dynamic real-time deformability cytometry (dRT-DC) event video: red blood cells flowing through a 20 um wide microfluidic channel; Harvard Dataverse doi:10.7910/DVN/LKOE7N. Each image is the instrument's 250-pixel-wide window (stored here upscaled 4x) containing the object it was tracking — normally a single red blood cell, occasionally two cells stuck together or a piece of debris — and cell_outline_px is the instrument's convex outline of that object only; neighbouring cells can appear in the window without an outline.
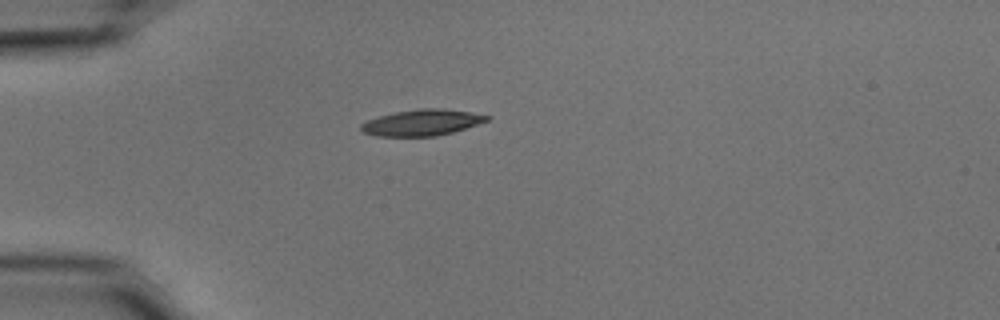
{"species": "common noctule bat (a hibernating species)", "species_latin": "Nyctalus noctula", "temperature_condition": "cold", "stored_images_in_passage": 17, "camera_frame_rate_fps": 3000, "um_per_image_px": 0.085, "animal": {"sex": "male", "body_mass_g": 15.6}, "frame": {"image": 1, "passage_image": 1, "time_ms": 0.0, "image_size_px": [1000, 320], "cell_outline_px": [[492, 116], [488, 120], [452, 132], [436, 136], [376, 136], [364, 132], [360, 128], [360, 124], [368, 120], [380, 116], [396, 112], [420, 108], [444, 108]], "centroid_in_image_um": [35.85, 10.41], "position_along_channel_um": 49.1, "area_um2": 18.9}}
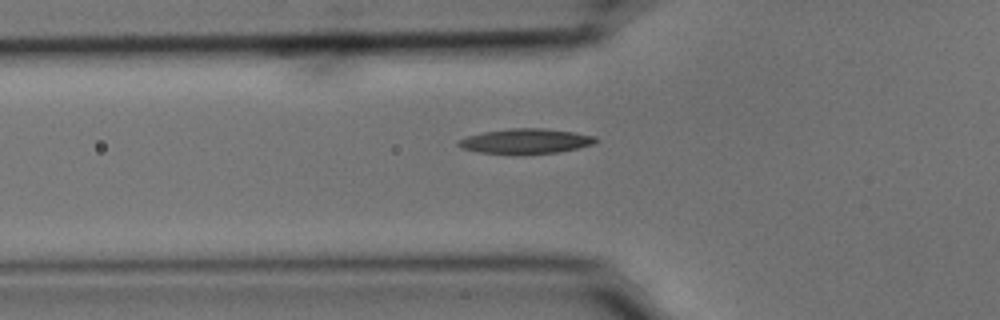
{"frame": {"image": 2, "passage_image": 5, "time_ms": 1.333, "image_size_px": [1000, 320], "cell_outline_px": [[600, 140], [592, 144], [576, 148], [556, 152], [480, 152], [460, 148], [456, 144], [460, 140], [468, 136], [484, 132], [508, 128], [544, 128], [572, 132], [596, 136]], "centroid_in_image_um": [44.7, 11.96], "position_along_channel_um": 81.1, "area_um2": 19.19}}
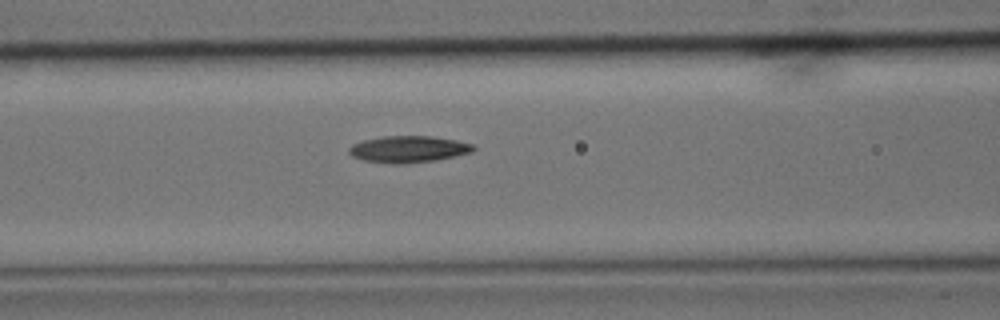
{"frame": {"image": 3, "passage_image": 9, "time_ms": 2.667, "image_size_px": [1000, 320], "cell_outline_px": [[476, 148], [472, 152], [456, 156], [436, 160], [404, 164], [392, 164], [364, 160], [352, 156], [348, 152], [348, 148], [352, 144], [364, 140], [384, 136], [432, 136], [456, 140], [472, 144]], "centroid_in_image_um": [34.72, 12.68], "position_along_channel_um": 131.9, "area_um2": 19.36}}